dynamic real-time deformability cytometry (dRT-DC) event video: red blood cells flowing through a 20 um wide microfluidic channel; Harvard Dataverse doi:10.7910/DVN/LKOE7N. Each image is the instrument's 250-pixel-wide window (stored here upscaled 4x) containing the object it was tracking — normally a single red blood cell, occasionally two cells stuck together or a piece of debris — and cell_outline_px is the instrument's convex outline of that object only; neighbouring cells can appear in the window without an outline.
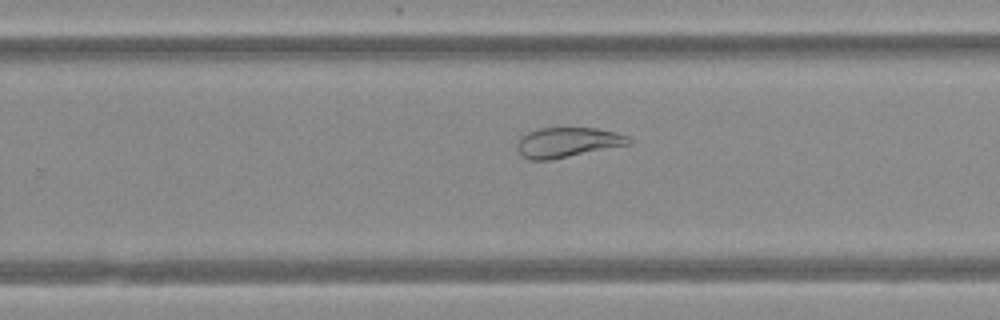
{"species": "Egyptian fruit bat (a non-hibernating species)", "species_latin": "Rousettus aegyptiacus", "temperature_condition": "warm", "stored_images_in_passage": 38, "camera_frame_rate_fps": 3000, "um_per_image_px": 0.085, "animal": {"sex": "female"}, "frame": {"image": 1, "passage_image": 21, "time_ms": 6.667, "image_size_px": [1000, 320], "cell_outline_px": [[632, 144], [548, 160], [528, 160], [516, 148], [516, 144], [520, 136], [528, 132], [540, 128], [596, 128], [616, 132], [628, 136], [632, 140]], "centroid_in_image_um": [48.24, 12.09], "position_along_channel_um": 281.6, "area_um2": 19.48}}
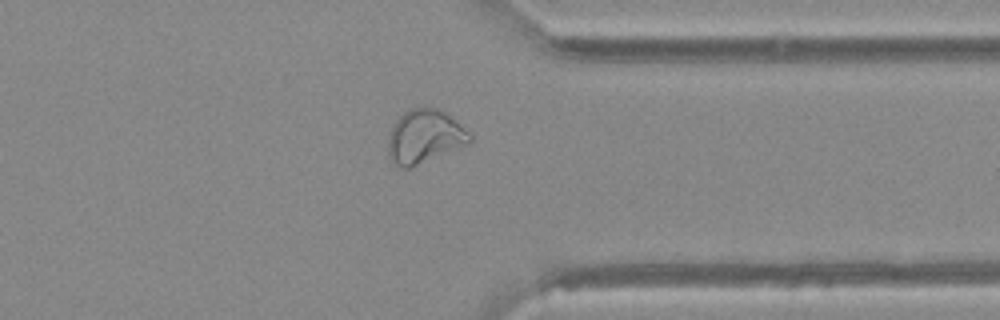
{"frame": {"image": 2, "passage_image": 28, "time_ms": 9.0, "image_size_px": [1000, 320], "cell_outline_px": [[472, 140], [468, 144], [412, 168], [400, 168], [392, 164], [388, 156], [388, 136], [392, 124], [408, 108], [440, 108], [456, 120], [472, 136]], "centroid_in_image_um": [36.06, 11.63], "position_along_channel_um": 375.3, "area_um2": 25.89}}
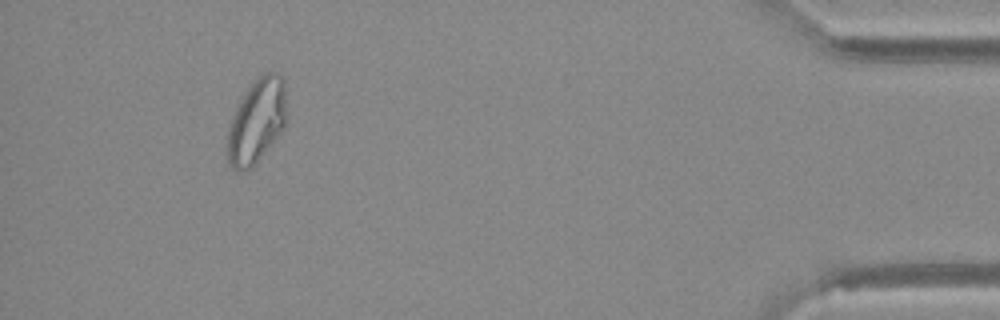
{"frame": {"image": 3, "passage_image": 35, "time_ms": 11.333, "image_size_px": [1000, 320], "cell_outline_px": [[288, 116], [284, 128], [252, 168], [244, 172], [240, 172], [232, 168], [228, 160], [224, 144], [228, 128], [232, 116], [240, 96], [252, 80], [256, 76], [264, 72], [280, 72], [284, 76]], "centroid_in_image_um": [21.81, 10.25], "position_along_channel_um": 413.4, "area_um2": 30.52}}